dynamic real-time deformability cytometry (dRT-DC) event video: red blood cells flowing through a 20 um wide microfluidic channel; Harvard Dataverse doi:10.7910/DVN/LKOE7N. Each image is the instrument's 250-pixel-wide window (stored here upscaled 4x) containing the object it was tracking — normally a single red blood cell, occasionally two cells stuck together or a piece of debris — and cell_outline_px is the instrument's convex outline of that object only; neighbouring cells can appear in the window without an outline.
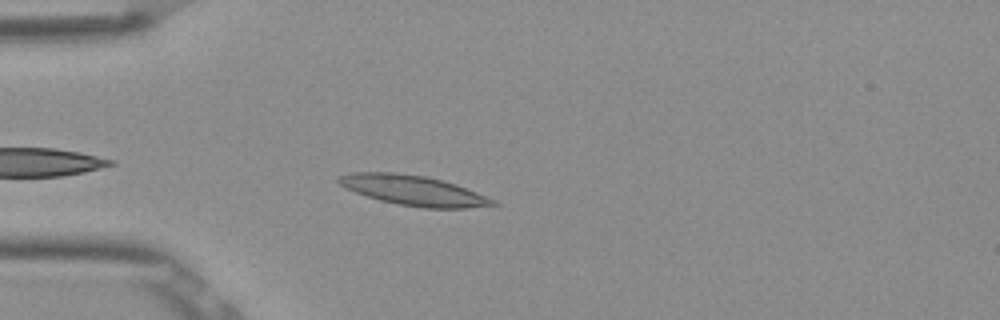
{"species": "Egyptian fruit bat (a non-hibernating species)", "species_latin": "Rousettus aegyptiacus", "temperature_condition": "room temperature", "stored_images_in_passage": 42, "camera_frame_rate_fps": 3000, "um_per_image_px": 0.085, "frame": {"image": 1, "passage_image": 4, "time_ms": 1.0, "image_size_px": [1000, 320], "cell_outline_px": [[500, 204], [464, 208], [424, 208], [396, 204], [380, 200], [344, 188], [336, 180], [336, 176], [352, 172], [396, 172], [424, 176], [444, 180], [456, 184], [496, 200]], "centroid_in_image_um": [35.11, 16.18], "position_along_channel_um": 49.9, "area_um2": 26.99}}
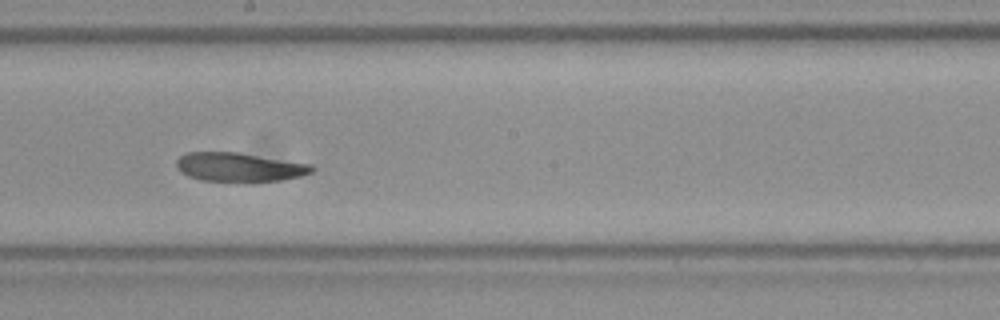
{"frame": {"image": 2, "passage_image": 19, "time_ms": 6.0, "image_size_px": [1000, 320], "cell_outline_px": [[316, 168], [312, 172], [300, 176], [280, 180], [200, 180], [188, 176], [180, 172], [176, 168], [176, 160], [180, 156], [188, 152], [240, 152], [312, 164]], "centroid_in_image_um": [20.33, 14.17], "position_along_channel_um": 227.9, "area_um2": 22.6}}
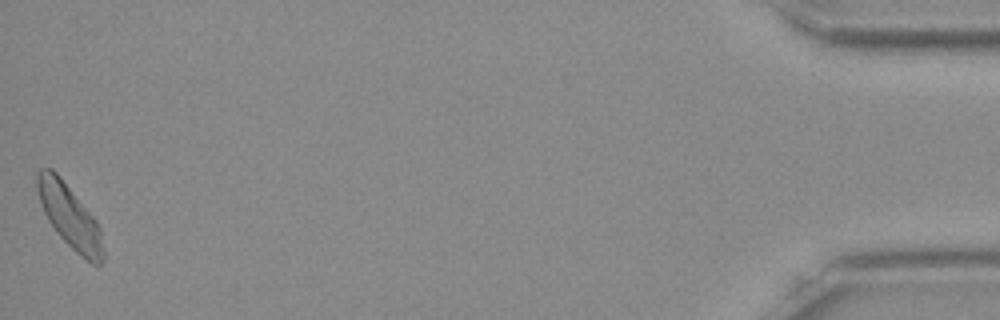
{"frame": {"image": 3, "passage_image": 42, "time_ms": 13.667, "image_size_px": [1000, 320], "cell_outline_px": [[104, 260], [100, 264], [92, 264], [76, 252], [56, 232], [48, 220], [40, 204], [36, 188], [36, 172], [40, 168], [52, 168], [60, 176], [96, 220], [100, 228], [104, 252]], "centroid_in_image_um": [5.9, 18.37], "position_along_channel_um": 429.3, "area_um2": 24.28}}